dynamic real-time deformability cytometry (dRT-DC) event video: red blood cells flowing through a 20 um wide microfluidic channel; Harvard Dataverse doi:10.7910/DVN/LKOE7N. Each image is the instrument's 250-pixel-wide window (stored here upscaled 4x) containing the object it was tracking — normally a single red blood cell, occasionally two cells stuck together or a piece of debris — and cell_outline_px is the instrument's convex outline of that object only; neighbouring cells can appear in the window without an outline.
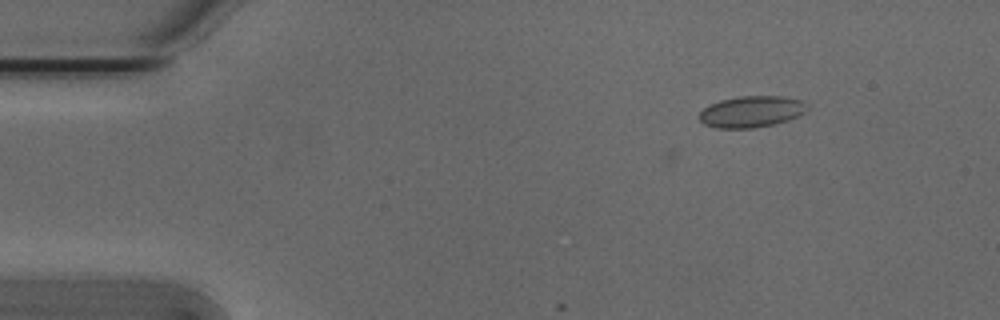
{"species": "Egyptian fruit bat (a non-hibernating species)", "species_latin": "Rousettus aegyptiacus", "temperature_condition": "cold", "stored_images_in_passage": 2, "camera_frame_rate_fps": 3000, "um_per_image_px": 0.085, "animal": {"sex": "male"}, "frame": {"image": 1, "passage_image": 2, "time_ms": 0.333, "image_size_px": [1000, 320], "cell_outline_px": [[808, 108], [804, 112], [788, 120], [772, 124], [752, 128], [716, 128], [704, 124], [700, 120], [700, 112], [704, 108], [720, 100], [740, 96], [780, 96], [800, 100], [808, 104]], "centroid_in_image_um": [63.87, 9.49], "position_along_channel_um": 21.1, "area_um2": 19.48}}